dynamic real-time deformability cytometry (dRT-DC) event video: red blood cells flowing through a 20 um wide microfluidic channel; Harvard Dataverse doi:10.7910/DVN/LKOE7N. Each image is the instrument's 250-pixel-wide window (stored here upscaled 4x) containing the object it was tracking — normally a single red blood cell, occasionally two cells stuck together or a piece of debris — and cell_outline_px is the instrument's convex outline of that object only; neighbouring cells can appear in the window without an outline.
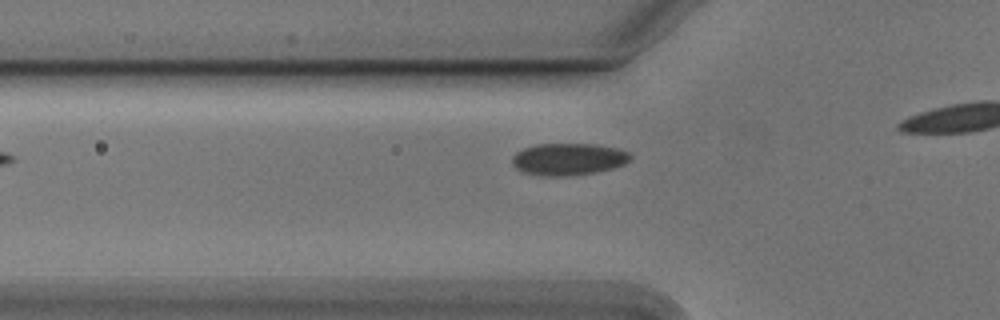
{"species": "Egyptian fruit bat (a non-hibernating species)", "species_latin": "Rousettus aegyptiacus", "temperature_condition": "cold", "stored_images_in_passage": 9, "camera_frame_rate_fps": 3000, "um_per_image_px": 0.085, "animal": {"sex": "male"}, "frame": {"image": 1, "passage_image": 3, "time_ms": 0.667, "image_size_px": [1000, 320], "cell_outline_px": [[632, 160], [624, 164], [612, 168], [596, 172], [564, 176], [544, 176], [524, 172], [516, 168], [512, 164], [512, 156], [516, 152], [524, 148], [536, 144], [596, 144], [616, 148], [628, 152], [632, 156]], "centroid_in_image_um": [48.32, 13.52], "position_along_channel_um": 77.5, "area_um2": 22.08}}
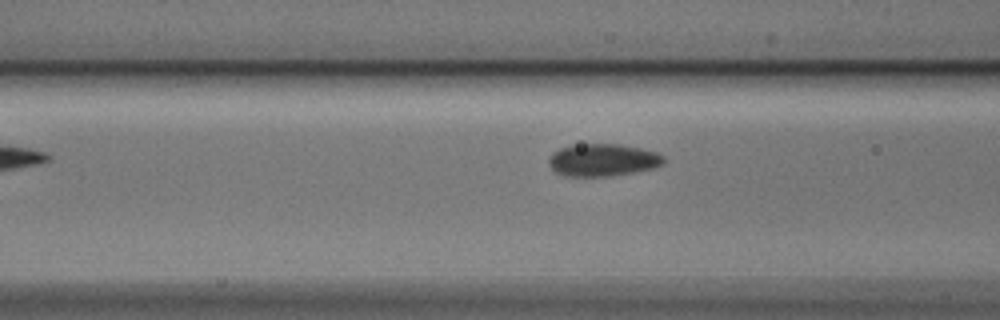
{"frame": {"image": 2, "passage_image": 6, "time_ms": 1.667, "image_size_px": [1000, 320], "cell_outline_px": [[664, 164], [652, 168], [632, 172], [608, 176], [564, 176], [556, 172], [548, 164], [548, 160], [552, 152], [560, 148], [572, 144], [620, 144], [640, 148], [656, 152], [664, 156]], "centroid_in_image_um": [51.21, 13.59], "position_along_channel_um": 115.4, "area_um2": 21.73}}